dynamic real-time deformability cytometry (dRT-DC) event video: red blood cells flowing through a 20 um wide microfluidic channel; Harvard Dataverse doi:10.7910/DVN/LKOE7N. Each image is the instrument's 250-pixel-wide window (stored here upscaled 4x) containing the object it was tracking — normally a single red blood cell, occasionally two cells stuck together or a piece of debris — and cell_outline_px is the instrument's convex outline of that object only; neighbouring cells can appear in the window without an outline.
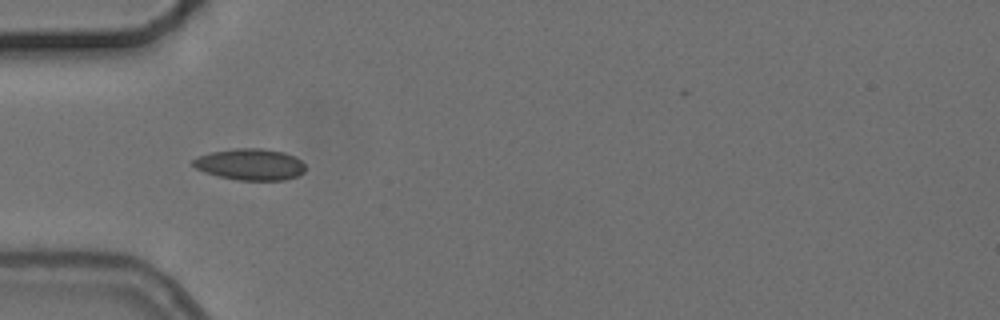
{"species": "common noctule bat (a hibernating species)", "species_latin": "Nyctalus noctula", "temperature_condition": "cold", "stored_images_in_passage": 6, "camera_frame_rate_fps": 3000, "um_per_image_px": 0.085, "animal": {"sex": "female", "body_mass_g": 24.6, "forearm_length_mm": 56.2}, "frame": {"image": 1, "passage_image": 5, "time_ms": 5.667, "image_size_px": [1000, 320], "cell_outline_px": [[304, 172], [296, 176], [284, 180], [240, 180], [220, 176], [204, 172], [196, 168], [192, 164], [192, 160], [200, 156], [212, 152], [236, 148], [260, 148], [284, 152], [300, 160], [304, 164]], "centroid_in_image_um": [21.27, 13.97], "position_along_channel_um": 63.7, "area_um2": 20.29}}
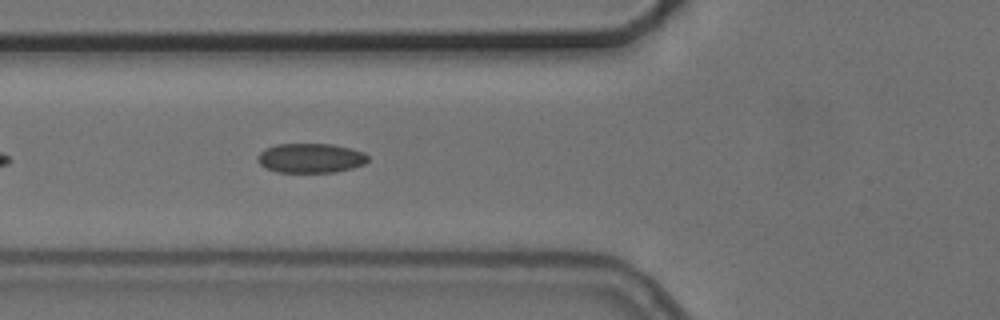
{"frame": {"image": 2, "passage_image": 6, "time_ms": 6.667, "image_size_px": [1000, 320], "cell_outline_px": [[368, 160], [364, 164], [352, 168], [336, 172], [276, 172], [264, 168], [256, 160], [256, 156], [264, 148], [276, 144], [332, 144], [352, 148], [364, 152], [368, 156]], "centroid_in_image_um": [26.37, 13.43], "position_along_channel_um": 99.4, "area_um2": 19.25}}